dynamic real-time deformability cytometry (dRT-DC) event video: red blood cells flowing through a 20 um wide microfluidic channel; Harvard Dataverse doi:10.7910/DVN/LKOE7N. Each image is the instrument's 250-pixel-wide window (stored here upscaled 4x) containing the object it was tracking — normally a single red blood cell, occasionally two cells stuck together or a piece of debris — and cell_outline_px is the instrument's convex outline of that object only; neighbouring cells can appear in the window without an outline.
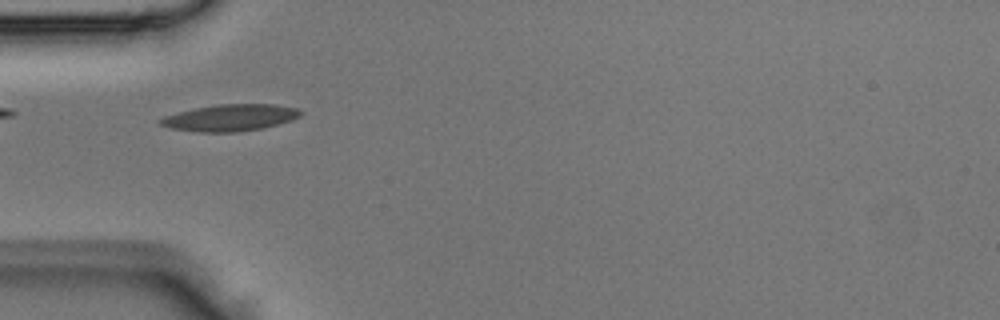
{"species": "Egyptian fruit bat (a non-hibernating species)", "species_latin": "Rousettus aegyptiacus", "temperature_condition": "room temperature", "stored_images_in_passage": 4, "camera_frame_rate_fps": 3000, "um_per_image_px": 0.085, "animal": {"sex": "male"}, "frame": {"image": 1, "passage_image": 3, "time_ms": 0.667, "image_size_px": [1000, 320], "cell_outline_px": [[304, 112], [300, 116], [292, 120], [264, 128], [236, 132], [200, 132], [172, 128], [160, 124], [156, 120], [164, 116], [196, 108], [216, 104], [276, 104], [296, 108]], "centroid_in_image_um": [19.6, 10.0], "position_along_channel_um": 65.4, "area_um2": 21.79}}
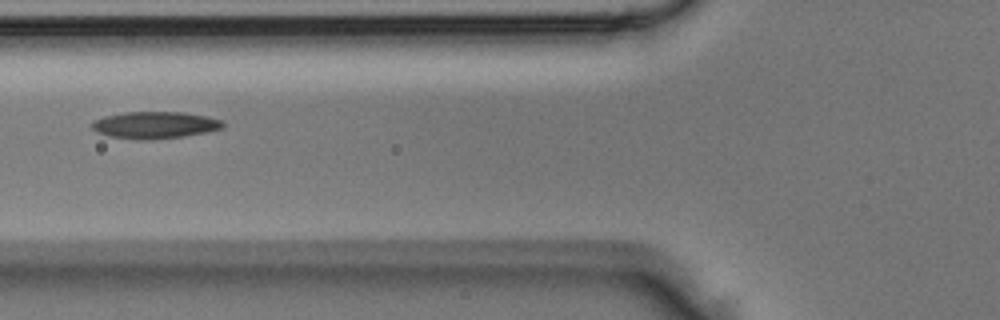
{"frame": {"image": 2, "passage_image": 4, "time_ms": 1.0, "image_size_px": [1000, 320], "cell_outline_px": [[224, 128], [208, 132], [184, 136], [152, 140], [140, 140], [108, 136], [96, 132], [92, 128], [92, 120], [104, 116], [124, 112], [184, 112], [208, 116], [224, 120]], "centroid_in_image_um": [13.19, 10.63], "position_along_channel_um": 112.6, "area_um2": 20.92}}